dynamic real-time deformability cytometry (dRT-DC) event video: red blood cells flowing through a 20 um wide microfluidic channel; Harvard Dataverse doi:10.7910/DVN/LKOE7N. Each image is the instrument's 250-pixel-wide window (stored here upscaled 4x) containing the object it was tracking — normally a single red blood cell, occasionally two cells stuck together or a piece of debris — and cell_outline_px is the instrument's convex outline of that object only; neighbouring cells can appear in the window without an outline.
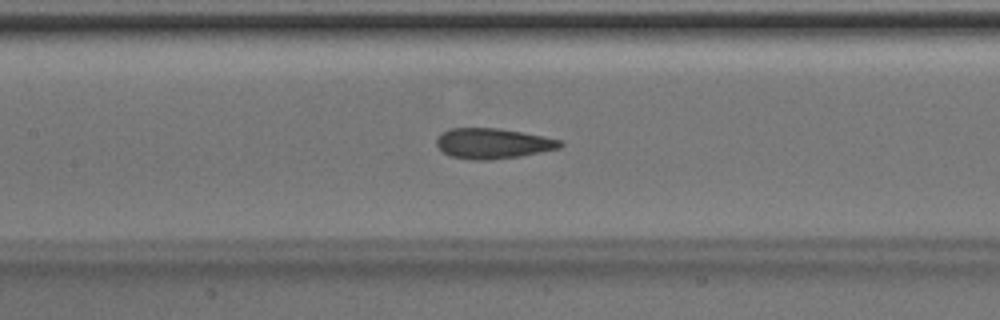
{"species": "Egyptian fruit bat (a non-hibernating species)", "species_latin": "Rousettus aegyptiacus", "temperature_condition": "room temperature", "stored_images_in_passage": 49, "segment_of_instrument_passage": [1, 2], "camera_frame_rate_fps": 3000, "um_per_image_px": 0.085, "animal": {"sex": "male"}, "frame": {"image": 1, "passage_image": 22, "time_ms": 7.0, "image_size_px": [1000, 320], "cell_outline_px": [[564, 144], [560, 148], [520, 156], [488, 160], [472, 160], [452, 156], [444, 152], [436, 144], [436, 140], [440, 132], [452, 128], [500, 128], [544, 136], [564, 140]], "centroid_in_image_um": [41.92, 12.18], "position_along_channel_um": 165.5, "area_um2": 21.96}}
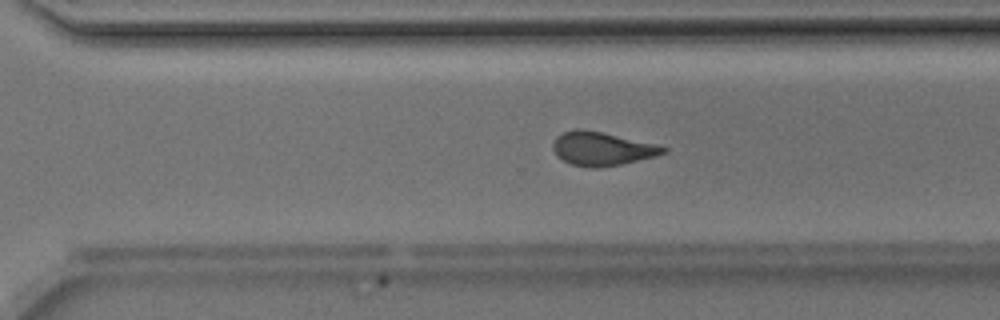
{"frame": {"image": 2, "passage_image": 33, "time_ms": 10.667, "image_size_px": [1000, 320], "cell_outline_px": [[668, 152], [656, 156], [620, 164], [596, 168], [588, 168], [568, 164], [556, 156], [552, 148], [552, 144], [556, 136], [564, 132], [576, 128], [580, 128], [600, 132], [656, 144], [668, 148]], "centroid_in_image_um": [51.12, 12.65], "position_along_channel_um": 319.5, "area_um2": 21.68}}
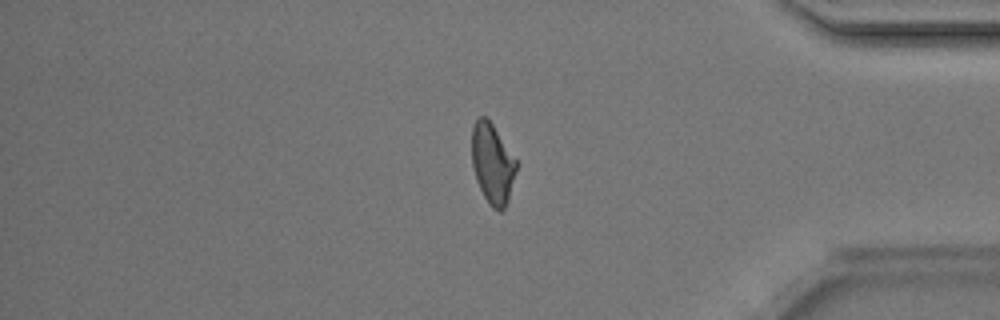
{"frame": {"image": 3, "passage_image": 40, "time_ms": 13.0, "image_size_px": [1000, 320], "cell_outline_px": [[516, 172], [508, 200], [504, 208], [500, 212], [492, 208], [488, 204], [476, 180], [472, 164], [472, 124], [480, 116], [484, 116], [492, 124], [516, 160]], "centroid_in_image_um": [41.84, 13.93], "position_along_channel_um": 393.4, "area_um2": 20.58}}